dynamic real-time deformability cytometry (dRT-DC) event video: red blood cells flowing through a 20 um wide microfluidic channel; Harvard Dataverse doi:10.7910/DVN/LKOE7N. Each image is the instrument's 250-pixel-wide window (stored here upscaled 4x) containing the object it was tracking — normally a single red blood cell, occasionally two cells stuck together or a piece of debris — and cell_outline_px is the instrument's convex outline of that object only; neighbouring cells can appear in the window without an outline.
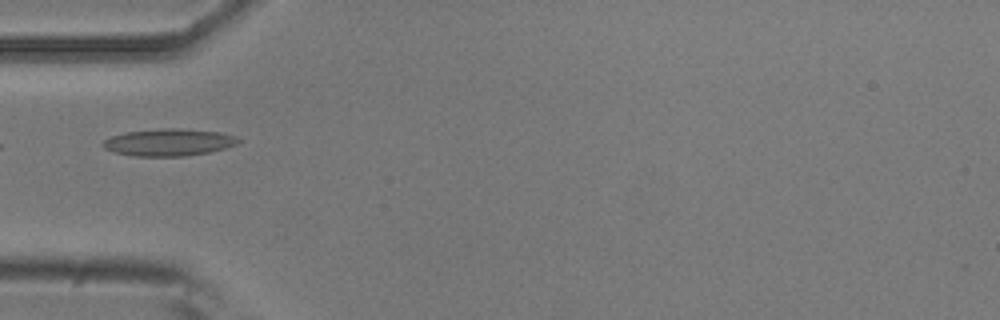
{"species": "common noctule bat (a hibernating species)", "species_latin": "Nyctalus noctula", "temperature_condition": "room temperature", "stored_images_in_passage": 4, "camera_frame_rate_fps": 3000, "um_per_image_px": 0.085, "animal": {"sex": "male", "body_mass_g": 20.5, "forearm_length_mm": 52.5}, "frame": {"image": 1, "passage_image": 4, "time_ms": 1.0, "image_size_px": [1000, 320], "cell_outline_px": [[244, 140], [236, 144], [224, 148], [208, 152], [184, 156], [132, 156], [116, 152], [104, 148], [100, 144], [104, 140], [112, 136], [128, 132], [164, 128], [180, 128], [220, 132], [236, 136]], "centroid_in_image_um": [14.37, 12.09], "position_along_channel_um": 70.6, "area_um2": 21.33}}